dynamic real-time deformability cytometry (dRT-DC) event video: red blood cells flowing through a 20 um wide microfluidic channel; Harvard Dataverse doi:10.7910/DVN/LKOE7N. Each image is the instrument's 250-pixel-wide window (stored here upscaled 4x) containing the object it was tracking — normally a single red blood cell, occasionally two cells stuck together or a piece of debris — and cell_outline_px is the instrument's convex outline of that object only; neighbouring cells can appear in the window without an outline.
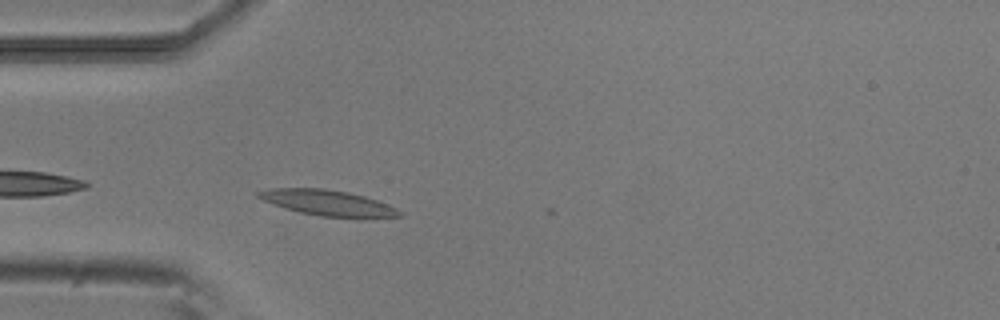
{"species": "common noctule bat (a hibernating species)", "species_latin": "Nyctalus noctula", "temperature_condition": "room temperature", "stored_images_in_passage": 3, "camera_frame_rate_fps": 3000, "um_per_image_px": 0.085, "animal": {"sex": "male", "body_mass_g": 20.5, "forearm_length_mm": 52.5}, "frame": {"image": 1, "passage_image": 2, "time_ms": 0.333, "image_size_px": [1000, 320], "cell_outline_px": [[404, 216], [364, 220], [360, 220], [320, 216], [300, 212], [272, 204], [256, 196], [256, 192], [268, 188], [324, 188], [348, 192], [364, 196], [388, 204], [404, 212]], "centroid_in_image_um": [27.99, 17.28], "position_along_channel_um": 57.0, "area_um2": 21.85}}